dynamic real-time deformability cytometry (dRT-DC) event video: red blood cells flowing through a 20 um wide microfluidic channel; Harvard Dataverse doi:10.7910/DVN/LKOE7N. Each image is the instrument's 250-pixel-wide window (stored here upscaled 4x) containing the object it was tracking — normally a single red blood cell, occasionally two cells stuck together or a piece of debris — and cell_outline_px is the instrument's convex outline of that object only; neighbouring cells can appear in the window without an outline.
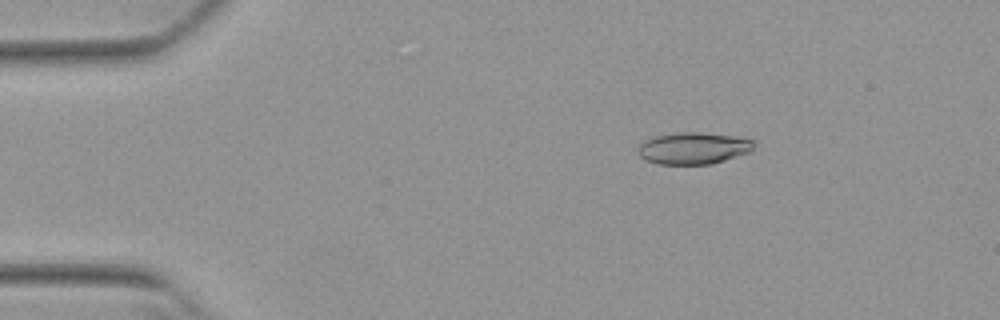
{"species": "Egyptian fruit bat (a non-hibernating species)", "species_latin": "Rousettus aegyptiacus", "temperature_condition": "warm", "stored_images_in_passage": 53, "camera_frame_rate_fps": 3000, "um_per_image_px": 0.085, "animal": {"sex": "female"}, "frame": {"image": 1, "passage_image": 9, "time_ms": 2.667, "image_size_px": [1000, 320], "cell_outline_px": [[756, 140], [752, 148], [748, 152], [724, 160], [708, 164], [656, 164], [644, 160], [640, 156], [636, 148], [644, 140], [656, 136], [680, 132], [700, 132], [732, 136]], "centroid_in_image_um": [58.88, 12.6], "position_along_channel_um": 26.1, "area_um2": 21.39}}
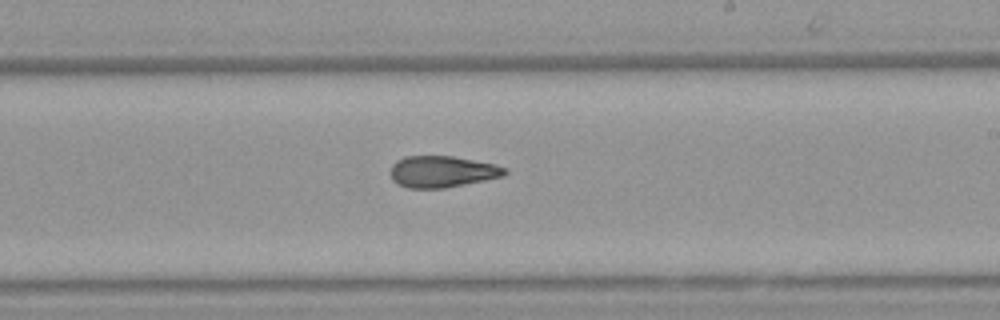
{"frame": {"image": 2, "passage_image": 32, "time_ms": 10.333, "image_size_px": [1000, 320], "cell_outline_px": [[508, 172], [504, 176], [444, 188], [408, 188], [396, 184], [392, 180], [388, 172], [392, 164], [396, 160], [404, 156], [452, 156], [496, 164], [508, 168]], "centroid_in_image_um": [37.55, 14.58], "position_along_channel_um": 251.5, "area_um2": 21.27}}
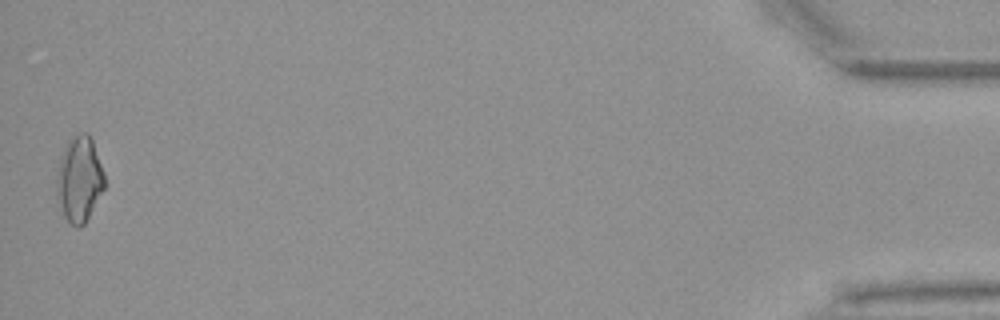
{"frame": {"image": 3, "passage_image": 53, "time_ms": 17.333, "image_size_px": [1000, 320], "cell_outline_px": [[104, 188], [84, 224], [80, 228], [76, 228], [64, 216], [56, 196], [56, 180], [60, 156], [68, 140], [80, 132], [88, 132], [92, 140], [104, 172]], "centroid_in_image_um": [6.72, 15.22], "position_along_channel_um": 428.5, "area_um2": 23.76}, "authors_computed_cell_mechanics": {"area_um2": 21.386, "velocity_mm_per_s": 3.8526, "shape_relaxation_time_tau1_ms": 9.9666, "shape_relaxation_time_tau2_ms": 1.7512, "deformation_change_tau1": 0.2295, "deformation_change_tau2": 0.0814}}